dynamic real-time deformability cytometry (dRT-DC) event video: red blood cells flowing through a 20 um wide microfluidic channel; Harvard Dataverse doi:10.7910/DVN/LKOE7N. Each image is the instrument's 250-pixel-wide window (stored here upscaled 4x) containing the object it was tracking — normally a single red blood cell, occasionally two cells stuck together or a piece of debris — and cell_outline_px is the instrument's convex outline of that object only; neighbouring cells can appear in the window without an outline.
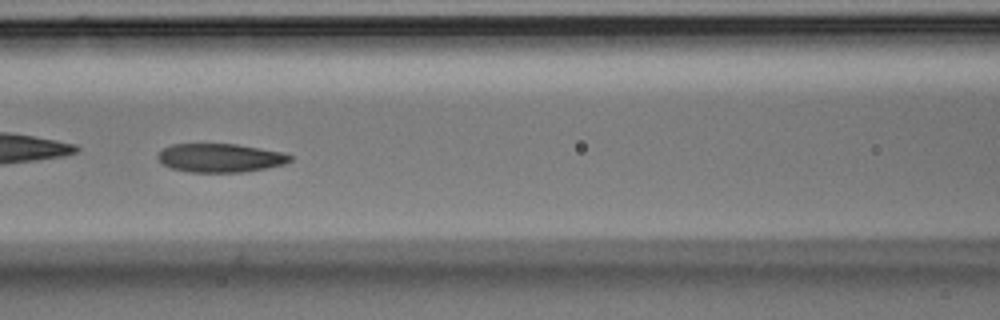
{"species": "Egyptian fruit bat (a non-hibernating species)", "species_latin": "Rousettus aegyptiacus", "temperature_condition": "room temperature", "stored_images_in_passage": 53, "camera_frame_rate_fps": 3000, "um_per_image_px": 0.085, "animal": {"sex": "male"}, "frame": {"image": 1, "passage_image": 23, "time_ms": 7.333, "image_size_px": [1000, 320], "cell_outline_px": [[292, 160], [284, 164], [244, 172], [188, 172], [168, 168], [156, 156], [164, 148], [172, 144], [236, 144], [284, 152], [292, 156]], "centroid_in_image_um": [18.72, 13.42], "position_along_channel_um": 147.9, "area_um2": 22.08}, "authors_computed_cell_mechanics": {"area_um2": 23.2356, "velocity_mm_per_s": 3.6472, "shape_relaxation_time_tau1_ms": 5.3348, "shape_relaxation_time_tau2_ms": 3.077, "deformation_change_tau1": 0.1419, "deformation_change_tau2": 0.0986}}